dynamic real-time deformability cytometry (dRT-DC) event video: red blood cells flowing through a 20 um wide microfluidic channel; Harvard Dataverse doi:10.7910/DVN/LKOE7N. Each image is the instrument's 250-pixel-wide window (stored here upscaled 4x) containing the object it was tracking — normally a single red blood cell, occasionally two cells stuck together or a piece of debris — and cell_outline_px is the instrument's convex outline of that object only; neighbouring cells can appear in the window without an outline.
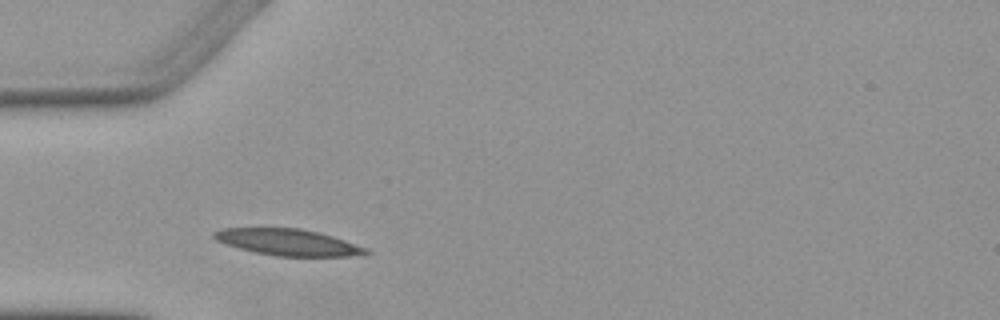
{"species": "Egyptian fruit bat (a non-hibernating species)", "species_latin": "Rousettus aegyptiacus", "temperature_condition": "warm", "stored_images_in_passage": 3, "camera_frame_rate_fps": 3000, "um_per_image_px": 0.085, "animal": {"sex": "female"}, "frame": {"image": 1, "passage_image": 2, "time_ms": 1.333, "image_size_px": [1000, 320], "cell_outline_px": [[372, 252], [348, 256], [276, 256], [256, 252], [240, 248], [216, 240], [212, 236], [212, 232], [224, 228], [300, 228], [320, 232], [368, 248]], "centroid_in_image_um": [24.49, 20.58], "position_along_channel_um": 60.5, "area_um2": 23.18}}
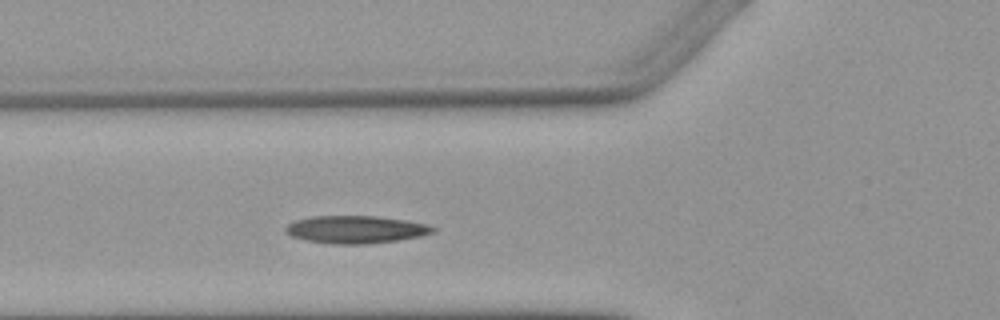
{"frame": {"image": 2, "passage_image": 3, "time_ms": 2.333, "image_size_px": [1000, 320], "cell_outline_px": [[436, 232], [420, 236], [396, 240], [368, 244], [332, 244], [304, 240], [292, 236], [284, 228], [288, 224], [296, 220], [312, 216], [376, 216], [404, 220], [428, 224], [436, 228]], "centroid_in_image_um": [30.25, 19.51], "position_along_channel_um": 95.5, "area_um2": 23.64}}